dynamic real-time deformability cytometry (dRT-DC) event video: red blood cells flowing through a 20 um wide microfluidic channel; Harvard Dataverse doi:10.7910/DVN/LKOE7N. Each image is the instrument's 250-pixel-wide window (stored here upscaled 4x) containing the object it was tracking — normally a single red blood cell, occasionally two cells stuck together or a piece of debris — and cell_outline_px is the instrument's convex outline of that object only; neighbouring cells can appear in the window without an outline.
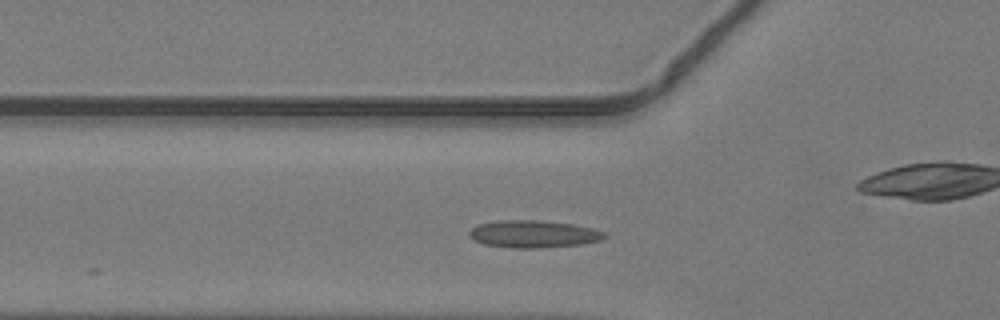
{"species": "common noctule bat (a hibernating species)", "species_latin": "Nyctalus noctula", "temperature_condition": "warm", "stored_images_in_passage": 15, "camera_frame_rate_fps": 3000, "um_per_image_px": 0.085, "animal": {"sex": "male", "body_mass_g": 19.2, "forearm_length_mm": 51.8}, "frame": {"image": 1, "passage_image": 3, "time_ms": 0.667, "image_size_px": [1000, 320], "cell_outline_px": [[608, 236], [600, 240], [584, 244], [544, 248], [508, 248], [484, 244], [476, 240], [468, 232], [476, 224], [500, 220], [540, 220], [572, 224], [592, 228], [604, 232]], "centroid_in_image_um": [45.36, 19.89], "position_along_channel_um": 80.4, "area_um2": 21.68}}
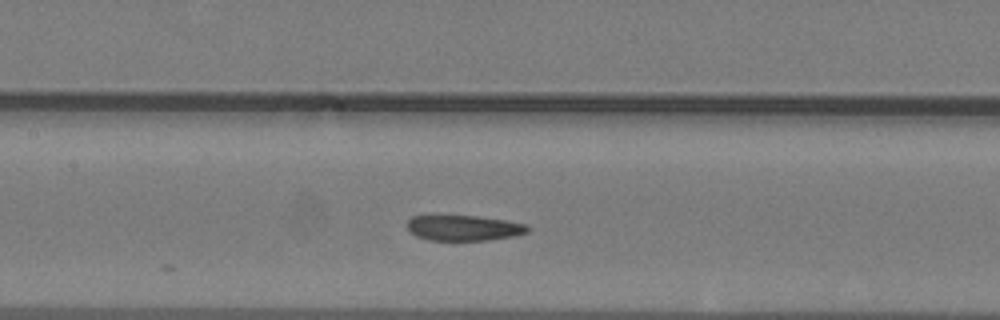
{"frame": {"image": 2, "passage_image": 9, "time_ms": 2.667, "image_size_px": [1000, 320], "cell_outline_px": [[532, 228], [528, 232], [512, 236], [488, 240], [428, 240], [416, 236], [408, 232], [408, 220], [412, 216], [476, 216], [504, 220], [528, 224]], "centroid_in_image_um": [39.43, 19.38], "position_along_channel_um": 168.0, "area_um2": 17.86}}
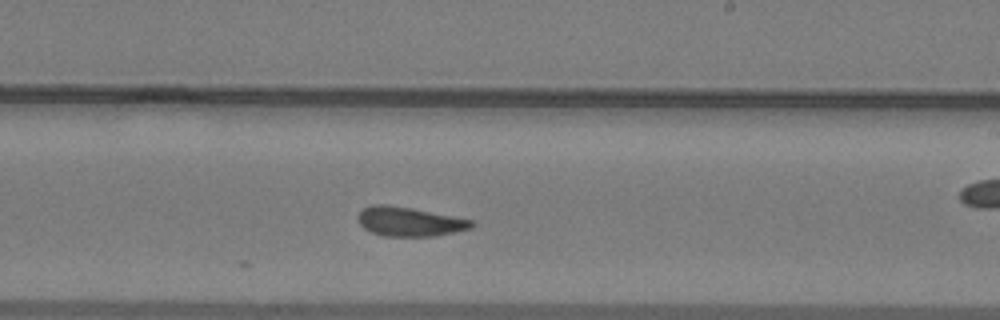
{"frame": {"image": 3, "passage_image": 15, "time_ms": 4.667, "image_size_px": [1000, 320], "cell_outline_px": [[476, 224], [472, 228], [436, 236], [384, 236], [372, 232], [364, 228], [356, 220], [356, 216], [364, 208], [372, 204], [384, 204], [412, 208], [472, 220]], "centroid_in_image_um": [34.78, 18.84], "position_along_channel_um": 254.2, "area_um2": 19.36}}